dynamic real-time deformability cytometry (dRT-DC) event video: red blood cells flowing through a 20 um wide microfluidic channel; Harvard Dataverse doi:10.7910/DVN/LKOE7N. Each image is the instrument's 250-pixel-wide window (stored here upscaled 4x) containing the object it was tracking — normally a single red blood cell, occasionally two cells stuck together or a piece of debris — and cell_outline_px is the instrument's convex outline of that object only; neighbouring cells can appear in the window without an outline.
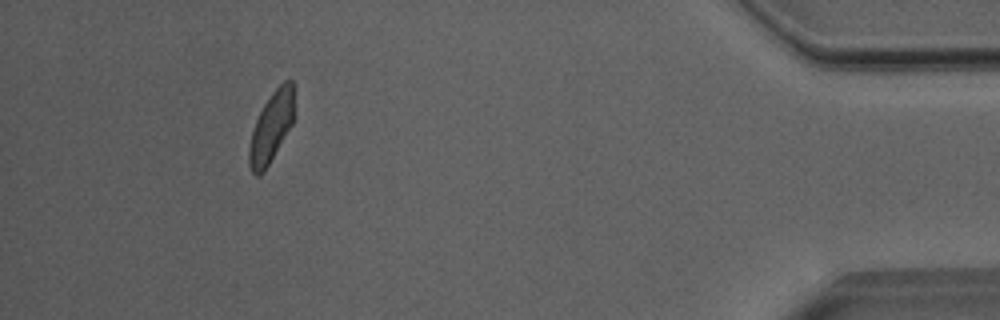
{"species": "Egyptian fruit bat (a non-hibernating species)", "species_latin": "Rousettus aegyptiacus", "temperature_condition": "room temperature", "stored_images_in_passage": 36, "camera_frame_rate_fps": 3000, "um_per_image_px": 0.085, "animal": {"sex": "male"}, "frame": {"image": 1, "passage_image": 36, "time_ms": 11.667, "image_size_px": [1000, 320], "cell_outline_px": [[292, 124], [264, 172], [260, 176], [256, 176], [252, 172], [248, 164], [248, 148], [252, 132], [256, 120], [264, 104], [272, 92], [284, 80], [292, 80]], "centroid_in_image_um": [23.01, 10.87], "position_along_channel_um": 412.2, "area_um2": 18.03}, "authors_computed_cell_mechanics": {"area_um2": 19.3919, "velocity_mm_per_s": 4.0068, "shape_relaxation_time_tau1_ms": 6.3703, "shape_relaxation_time_tau2_ms": 1.4849, "deformation_change_tau1": 0.1256, "deformation_change_tau2": 0.0721}}